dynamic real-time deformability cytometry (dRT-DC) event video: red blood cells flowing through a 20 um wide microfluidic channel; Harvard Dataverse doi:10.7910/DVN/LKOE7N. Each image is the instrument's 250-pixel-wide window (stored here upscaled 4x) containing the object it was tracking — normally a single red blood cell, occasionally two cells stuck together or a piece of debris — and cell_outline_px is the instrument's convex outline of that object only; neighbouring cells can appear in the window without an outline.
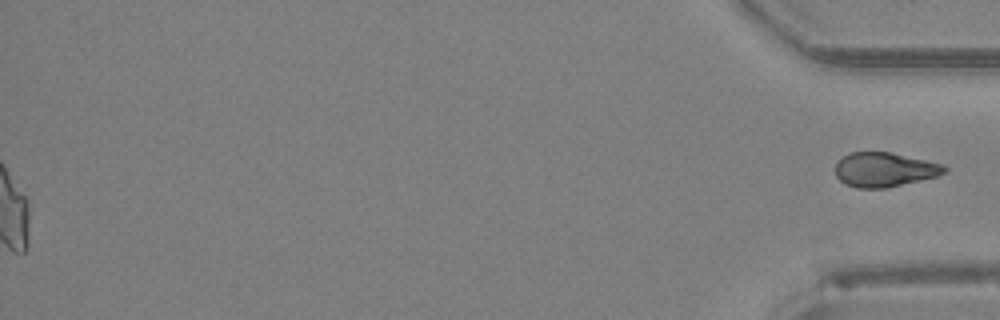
{"species": "Egyptian fruit bat (a non-hibernating species)", "species_latin": "Rousettus aegyptiacus", "temperature_condition": "room temperature", "stored_images_in_passage": 30, "segment_of_instrument_passage": [2, 2], "camera_frame_rate_fps": 3000, "um_per_image_px": 0.085, "animal": {"sex": "female"}, "frame": {"image": 1, "passage_image": 30, "time_ms": 9.667, "image_size_px": [1000, 320], "cell_outline_px": [[948, 172], [936, 176], [884, 188], [856, 188], [844, 184], [836, 176], [836, 160], [848, 152], [888, 152], [944, 164], [948, 168]], "centroid_in_image_um": [75.14, 14.41], "position_along_channel_um": 360.1, "area_um2": 21.85}}